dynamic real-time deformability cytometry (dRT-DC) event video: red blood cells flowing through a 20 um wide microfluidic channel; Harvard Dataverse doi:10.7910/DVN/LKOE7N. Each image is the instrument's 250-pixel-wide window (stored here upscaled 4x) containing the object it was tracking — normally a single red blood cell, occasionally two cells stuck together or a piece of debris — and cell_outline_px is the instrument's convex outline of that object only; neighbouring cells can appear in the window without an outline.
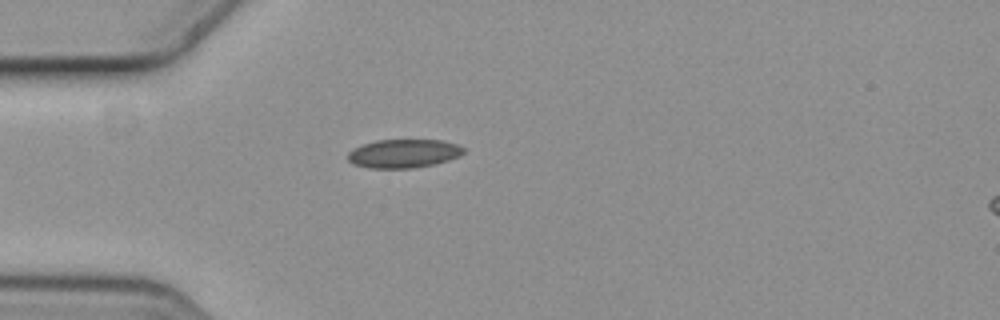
{"species": "common noctule bat (a hibernating species)", "species_latin": "Nyctalus noctula", "temperature_condition": "cold", "stored_images_in_passage": 6, "camera_frame_rate_fps": 3000, "um_per_image_px": 0.085, "animal": {"sex": "female", "body_mass_g": 19.3, "forearm_length_mm": 54.1}, "frame": {"image": 1, "passage_image": 6, "time_ms": 1.667, "image_size_px": [1000, 320], "cell_outline_px": [[464, 152], [460, 156], [436, 164], [412, 168], [372, 168], [352, 164], [348, 160], [348, 152], [352, 148], [376, 140], [440, 140], [456, 144], [464, 148]], "centroid_in_image_um": [34.29, 13.05], "position_along_channel_um": 50.7, "area_um2": 19.31}}